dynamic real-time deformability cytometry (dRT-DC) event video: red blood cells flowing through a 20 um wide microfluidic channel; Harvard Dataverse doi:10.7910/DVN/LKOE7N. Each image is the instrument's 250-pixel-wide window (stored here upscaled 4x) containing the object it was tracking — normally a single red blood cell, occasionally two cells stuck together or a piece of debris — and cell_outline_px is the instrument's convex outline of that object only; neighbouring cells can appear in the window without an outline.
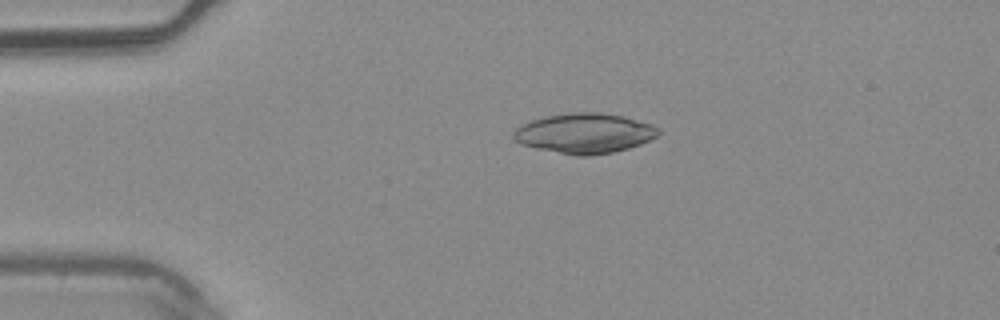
{"species": "common noctule bat (a hibernating species)", "species_latin": "Nyctalus noctula", "temperature_condition": "warm", "stored_images_in_passage": 4, "camera_frame_rate_fps": 3000, "um_per_image_px": 0.085, "animal": {"sex": "male", "body_mass_g": 20.4}, "frame": {"image": 1, "passage_image": 3, "time_ms": 0.667, "image_size_px": [1000, 320], "cell_outline_px": [[660, 132], [652, 140], [628, 148], [612, 152], [588, 156], [576, 156], [536, 148], [520, 144], [512, 136], [512, 132], [516, 128], [532, 120], [548, 116], [572, 112], [600, 112], [624, 116], [652, 124], [660, 128]], "centroid_in_image_um": [49.71, 11.33], "position_along_channel_um": 35.3, "area_um2": 33.81}}